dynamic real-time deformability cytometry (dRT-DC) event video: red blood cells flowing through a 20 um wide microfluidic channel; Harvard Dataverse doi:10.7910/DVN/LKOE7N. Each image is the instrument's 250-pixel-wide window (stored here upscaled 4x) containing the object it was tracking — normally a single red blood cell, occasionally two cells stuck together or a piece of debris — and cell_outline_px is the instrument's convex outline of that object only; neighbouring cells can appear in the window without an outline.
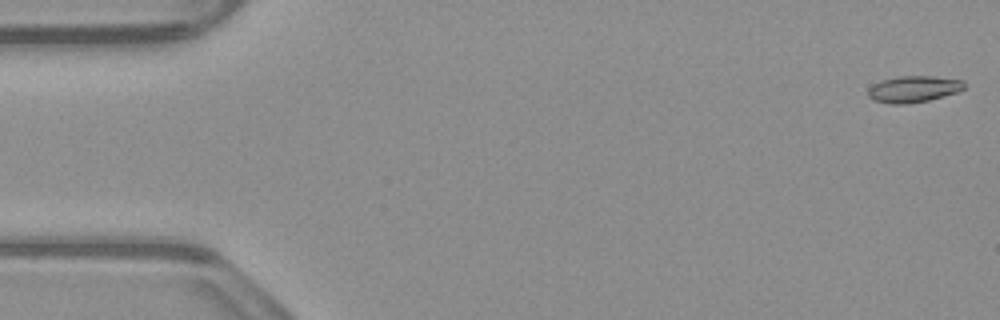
{"species": "common noctule bat (a hibernating species)", "species_latin": "Nyctalus noctula", "temperature_condition": "warm", "stored_images_in_passage": 52, "camera_frame_rate_fps": 3000, "um_per_image_px": 0.085, "animal": {"sex": "male", "body_mass_g": 23.1, "forearm_length_mm": 52.7}, "frame": {"image": 1, "passage_image": 1, "time_ms": 0.0, "image_size_px": [1000, 320], "cell_outline_px": [[964, 88], [956, 92], [928, 100], [908, 104], [888, 104], [872, 100], [868, 96], [868, 88], [872, 84], [880, 80], [900, 76], [932, 76], [964, 80]], "centroid_in_image_um": [77.59, 7.57], "position_along_channel_um": 7.4, "area_um2": 14.91}}
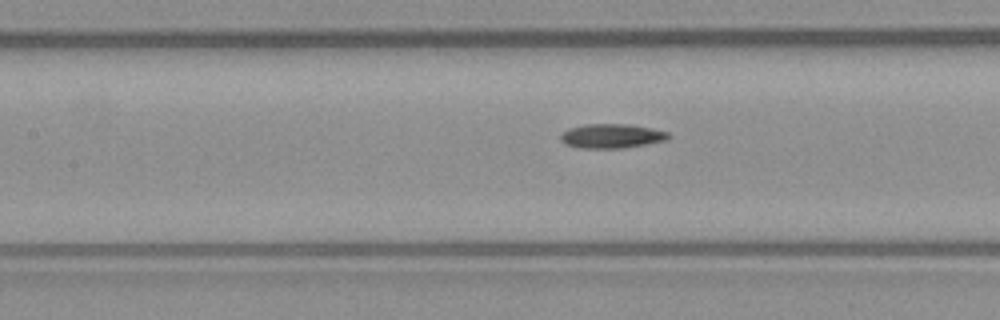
{"frame": {"image": 2, "passage_image": 23, "time_ms": 7.333, "image_size_px": [1000, 320], "cell_outline_px": [[672, 136], [668, 140], [648, 144], [624, 148], [580, 148], [564, 144], [560, 140], [560, 136], [568, 128], [584, 124], [628, 124], [652, 128], [668, 132]], "centroid_in_image_um": [52.01, 11.56], "position_along_channel_um": 155.4, "area_um2": 15.49}}
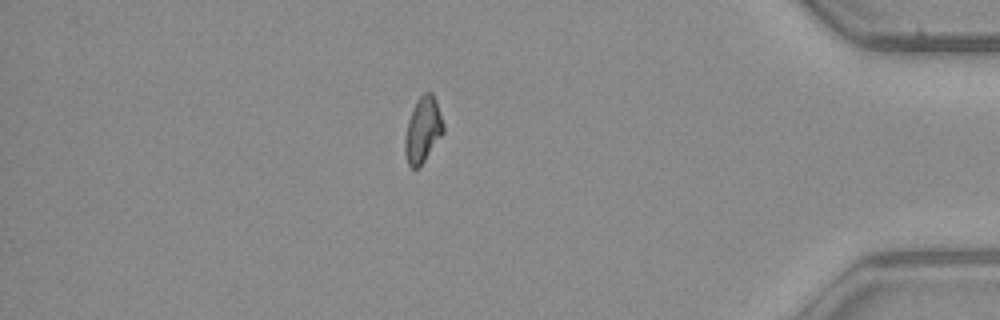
{"frame": {"image": 3, "passage_image": 45, "time_ms": 14.667, "image_size_px": [1000, 320], "cell_outline_px": [[444, 132], [420, 168], [412, 168], [408, 164], [404, 152], [404, 140], [408, 120], [412, 108], [416, 100], [424, 92], [432, 92], [436, 100], [444, 124]], "centroid_in_image_um": [35.94, 11.04], "position_along_channel_um": 399.3, "area_um2": 14.91}, "authors_computed_cell_mechanics": {"area_um2": 14.6812, "velocity_mm_per_s": 3.9284, "shape_relaxation_time_tau1_ms": null, "shape_relaxation_time_tau2_ms": 10.0559, "deformation_change_tau1": null, "deformation_change_tau2": 0.1728}}